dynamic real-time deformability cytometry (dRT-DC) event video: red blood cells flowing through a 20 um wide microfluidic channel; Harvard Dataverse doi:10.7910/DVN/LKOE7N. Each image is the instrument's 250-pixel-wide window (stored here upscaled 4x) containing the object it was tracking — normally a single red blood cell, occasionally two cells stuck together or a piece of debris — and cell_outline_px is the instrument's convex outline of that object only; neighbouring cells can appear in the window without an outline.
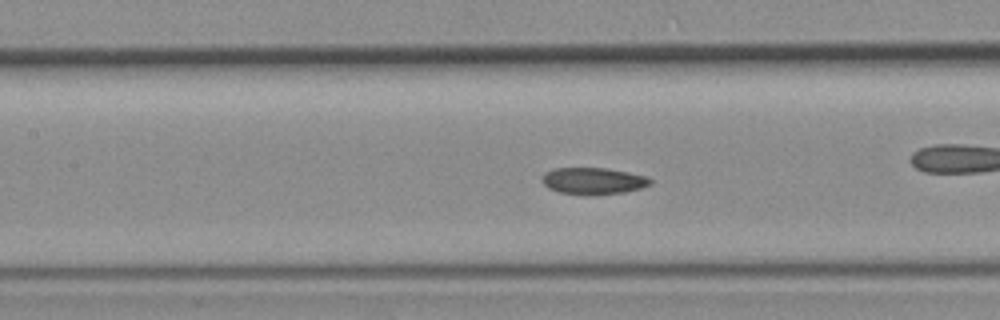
{"species": "common noctule bat (a hibernating species)", "species_latin": "Nyctalus noctula", "temperature_condition": "room temperature", "stored_images_in_passage": 46, "camera_frame_rate_fps": 3000, "um_per_image_px": 0.085, "animal": {"sex": "female", "body_mass_g": 19.3, "forearm_length_mm": 54.1}, "frame": {"image": 1, "passage_image": 20, "time_ms": 6.333, "image_size_px": [1000, 320], "cell_outline_px": [[652, 184], [640, 188], [624, 192], [592, 196], [560, 192], [548, 188], [540, 180], [540, 176], [544, 172], [552, 168], [608, 168], [648, 176], [652, 180]], "centroid_in_image_um": [50.4, 15.38], "position_along_channel_um": 157.0, "area_um2": 17.22}}